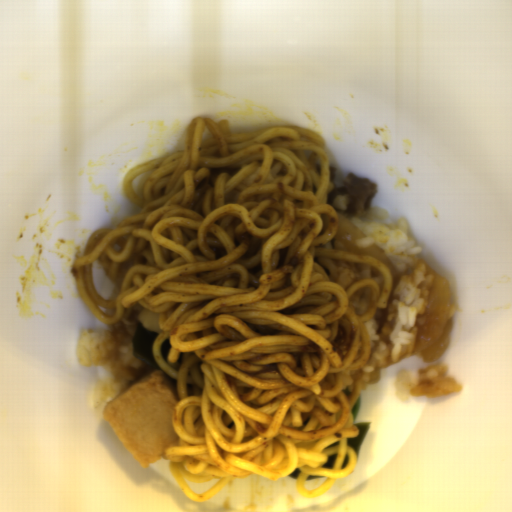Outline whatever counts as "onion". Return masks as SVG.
<instances>
[{"label":"onion","mask_w":512,"mask_h":512,"mask_svg":"<svg viewBox=\"0 0 512 512\" xmlns=\"http://www.w3.org/2000/svg\"><path fill=\"white\" fill-rule=\"evenodd\" d=\"M338 218L337 234L334 238L340 241L348 250V253L355 255L372 256L375 259L383 262L388 267L393 280L398 278L399 274L392 260L388 257L385 251L377 244H371L364 248H357L356 243L358 239H363L366 235L359 230L352 222L346 217L336 211Z\"/></svg>","instance_id":"06740285"}]
</instances>
